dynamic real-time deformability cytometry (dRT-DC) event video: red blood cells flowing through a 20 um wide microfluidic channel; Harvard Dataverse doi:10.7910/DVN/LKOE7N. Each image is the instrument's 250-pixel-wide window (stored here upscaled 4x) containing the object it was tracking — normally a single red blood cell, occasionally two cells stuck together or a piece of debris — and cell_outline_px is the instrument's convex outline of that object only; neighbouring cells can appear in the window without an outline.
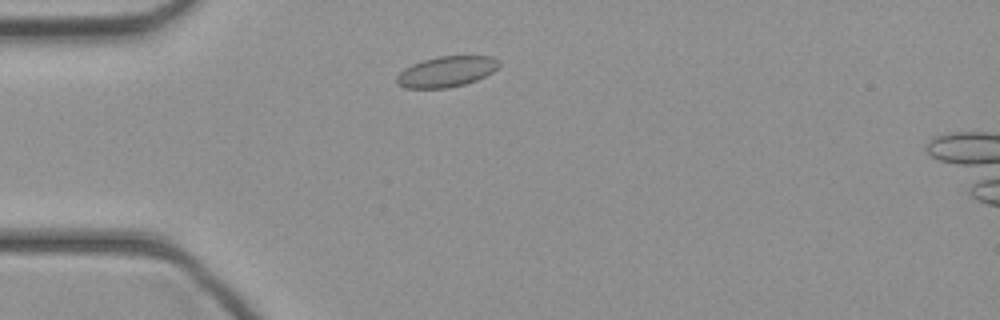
{"species": "common noctule bat (a hibernating species)", "species_latin": "Nyctalus noctula", "temperature_condition": "cold", "stored_images_in_passage": 38, "camera_frame_rate_fps": 3000, "um_per_image_px": 0.085, "animal": {"sex": "female", "body_mass_g": 21.9}, "frame": {"image": 1, "passage_image": 5, "time_ms": 1.333, "image_size_px": [1000, 320], "cell_outline_px": [[500, 64], [492, 72], [476, 80], [464, 84], [448, 88], [404, 88], [396, 84], [396, 76], [404, 68], [412, 64], [436, 56], [492, 56], [500, 60]], "centroid_in_image_um": [37.92, 6.08], "position_along_channel_um": 47.1, "area_um2": 18.32}}
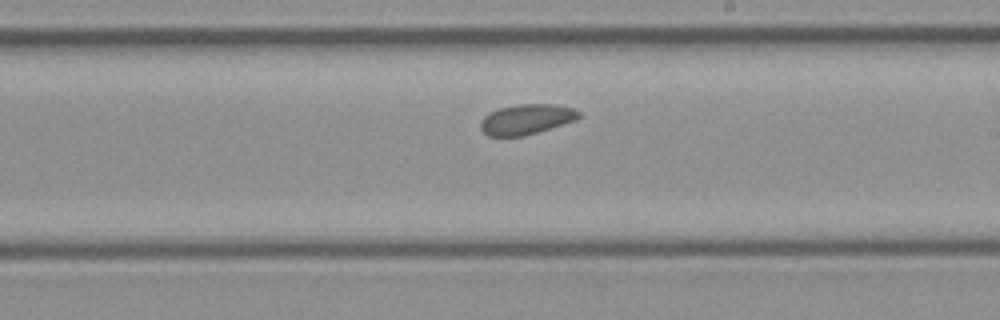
{"frame": {"image": 2, "passage_image": 19, "time_ms": 6.0, "image_size_px": [1000, 320], "cell_outline_px": [[580, 116], [576, 120], [524, 136], [488, 136], [480, 128], [480, 120], [488, 112], [500, 108], [516, 104], [552, 104], [572, 108], [580, 112]], "centroid_in_image_um": [44.71, 10.14], "position_along_channel_um": 244.3, "area_um2": 17.28}}
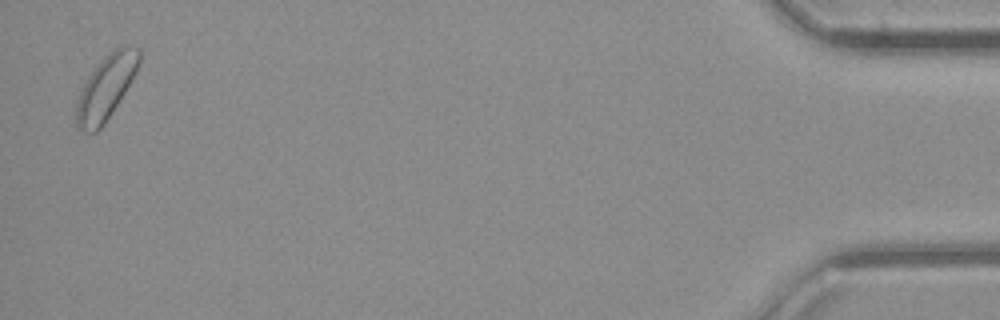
{"frame": {"image": 3, "passage_image": 37, "time_ms": 12.0, "image_size_px": [1000, 320], "cell_outline_px": [[140, 64], [136, 72], [112, 112], [104, 124], [96, 132], [80, 132], [76, 128], [76, 104], [80, 92], [88, 76], [96, 64], [108, 52], [120, 44], [128, 44], [140, 48]], "centroid_in_image_um": [9.01, 7.39], "position_along_channel_um": 426.2, "area_um2": 23.7}}